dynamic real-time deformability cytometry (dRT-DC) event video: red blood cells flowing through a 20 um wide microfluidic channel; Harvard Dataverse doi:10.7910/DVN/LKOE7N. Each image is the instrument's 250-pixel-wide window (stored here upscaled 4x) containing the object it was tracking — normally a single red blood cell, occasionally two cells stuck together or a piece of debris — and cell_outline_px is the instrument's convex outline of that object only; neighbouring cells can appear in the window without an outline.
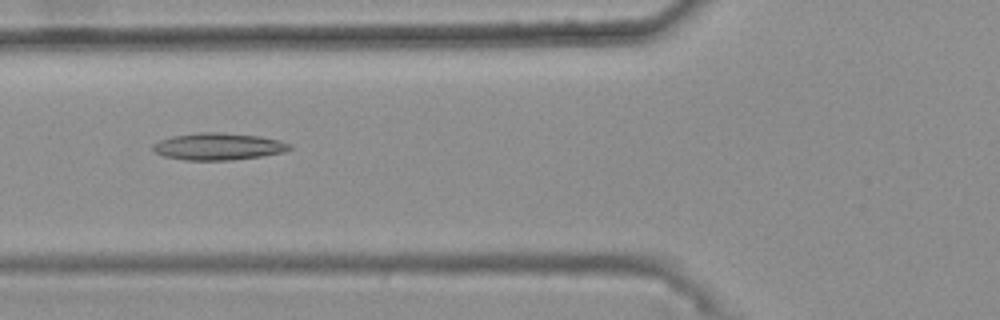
{"species": "common noctule bat (a hibernating species)", "species_latin": "Nyctalus noctula", "temperature_condition": "warm", "stored_images_in_passage": 48, "camera_frame_rate_fps": 3000, "um_per_image_px": 0.085, "animal": {"sex": "female", "body_mass_g": 25.1}, "frame": {"image": 1, "passage_image": 20, "time_ms": 6.333, "image_size_px": [1000, 320], "cell_outline_px": [[292, 148], [284, 152], [260, 156], [232, 160], [184, 160], [164, 156], [156, 152], [152, 148], [152, 144], [160, 140], [172, 136], [196, 132], [220, 132], [260, 136], [280, 140], [292, 144]], "centroid_in_image_um": [18.57, 12.44], "position_along_channel_um": 107.2, "area_um2": 21.62}}
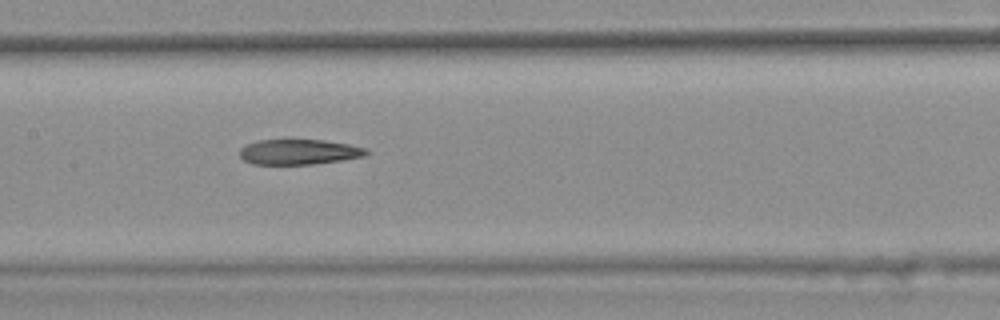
{"frame": {"image": 2, "passage_image": 26, "time_ms": 8.333, "image_size_px": [1000, 320], "cell_outline_px": [[368, 152], [364, 156], [340, 160], [312, 164], [252, 164], [244, 160], [240, 156], [240, 148], [256, 140], [324, 140], [348, 144], [368, 148]], "centroid_in_image_um": [25.4, 12.91], "position_along_channel_um": 182.0, "area_um2": 18.5}}
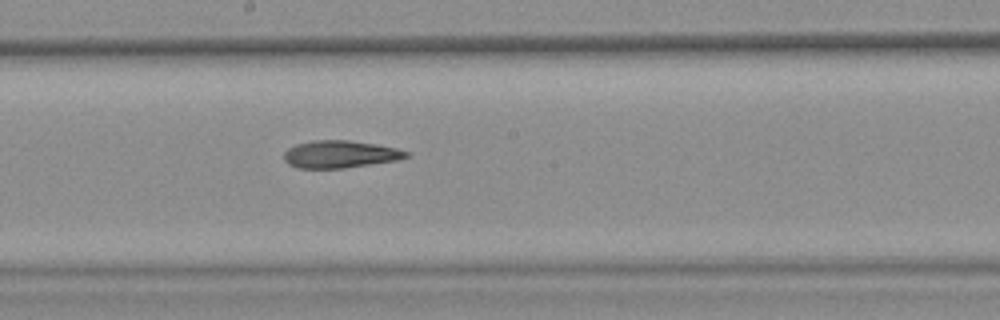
{"frame": {"image": 3, "passage_image": 29, "time_ms": 9.333, "image_size_px": [1000, 320], "cell_outline_px": [[412, 156], [396, 160], [344, 168], [296, 168], [288, 164], [284, 160], [284, 152], [288, 148], [296, 144], [312, 140], [348, 140], [376, 144], [396, 148], [408, 152]], "centroid_in_image_um": [28.89, 13.11], "position_along_channel_um": 219.3, "area_um2": 19.54}, "authors_computed_cell_mechanics": {"area_um2": 20.2878, "velocity_mm_per_s": 3.7318, "shape_relaxation_time_tau1_ms": null, "shape_relaxation_time_tau2_ms": 9.5544, "deformation_change_tau1": null, "deformation_change_tau2": 0.2415}}